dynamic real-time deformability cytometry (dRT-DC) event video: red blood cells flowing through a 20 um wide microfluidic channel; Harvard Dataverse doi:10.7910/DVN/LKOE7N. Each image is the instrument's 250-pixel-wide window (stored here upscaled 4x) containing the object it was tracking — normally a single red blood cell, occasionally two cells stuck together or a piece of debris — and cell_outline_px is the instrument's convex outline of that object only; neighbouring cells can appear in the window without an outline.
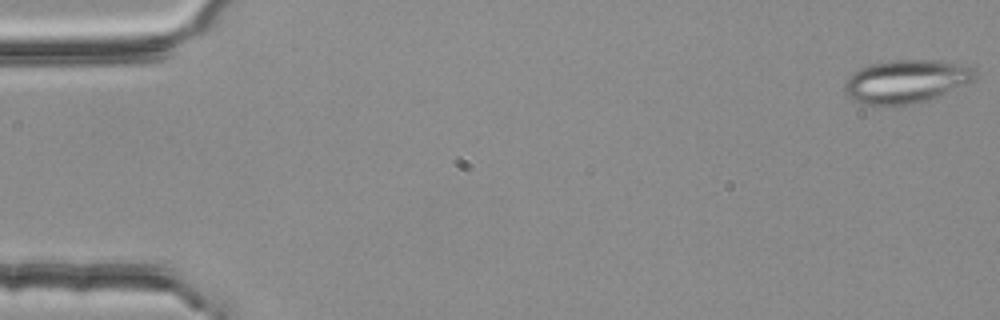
{"species": "common noctule bat (a hibernating species)", "species_latin": "Nyctalus noctula", "temperature_condition": "room temperature", "stored_images_in_passage": 6, "camera_frame_rate_fps": 3000, "um_per_image_px": 0.085, "animal": {"sex": "female", "body_mass_g": 25.1}, "frame": {"image": 1, "passage_image": 1, "time_ms": 0.0, "image_size_px": [1000, 320], "cell_outline_px": [[976, 80], [928, 100], [912, 104], [864, 104], [852, 100], [848, 96], [844, 88], [844, 84], [848, 76], [852, 72], [868, 64], [888, 60], [940, 60], [968, 64], [976, 72]], "centroid_in_image_um": [77.04, 6.89], "position_along_channel_um": 8.0, "area_um2": 33.12}}